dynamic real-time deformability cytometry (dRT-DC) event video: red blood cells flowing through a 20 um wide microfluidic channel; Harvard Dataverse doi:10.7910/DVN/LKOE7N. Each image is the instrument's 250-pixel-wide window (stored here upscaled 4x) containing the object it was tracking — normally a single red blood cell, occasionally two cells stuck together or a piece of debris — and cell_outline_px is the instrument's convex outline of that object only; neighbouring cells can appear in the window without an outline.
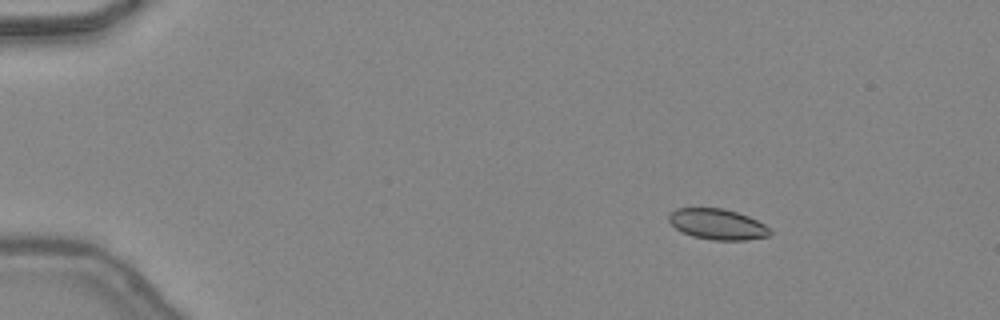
{"species": "common noctule bat (a hibernating species)", "species_latin": "Nyctalus noctula", "temperature_condition": "warm", "stored_images_in_passage": 47, "camera_frame_rate_fps": 3000, "um_per_image_px": 0.085, "animal": {"sex": "female", "body_mass_g": 24.6, "forearm_length_mm": 56.2}, "frame": {"image": 1, "passage_image": 7, "time_ms": 2.0, "image_size_px": [1000, 320], "cell_outline_px": [[772, 232], [768, 236], [748, 240], [712, 240], [692, 236], [676, 228], [668, 220], [668, 216], [676, 208], [724, 208], [748, 216], [764, 224]], "centroid_in_image_um": [60.99, 19.06], "position_along_channel_um": 24.0, "area_um2": 17.98}}
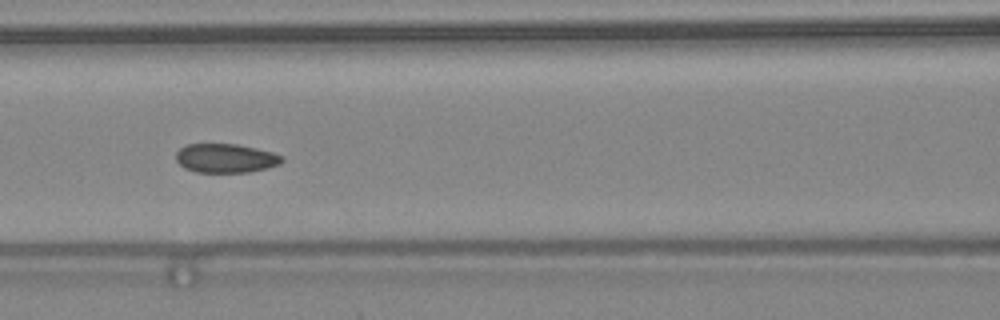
{"frame": {"image": 2, "passage_image": 22, "time_ms": 7.0, "image_size_px": [1000, 320], "cell_outline_px": [[284, 160], [280, 164], [268, 168], [248, 172], [196, 172], [184, 168], [176, 160], [176, 152], [180, 148], [188, 144], [236, 144], [256, 148], [272, 152], [284, 156]], "centroid_in_image_um": [19.2, 13.45], "position_along_channel_um": 147.4, "area_um2": 17.98}}
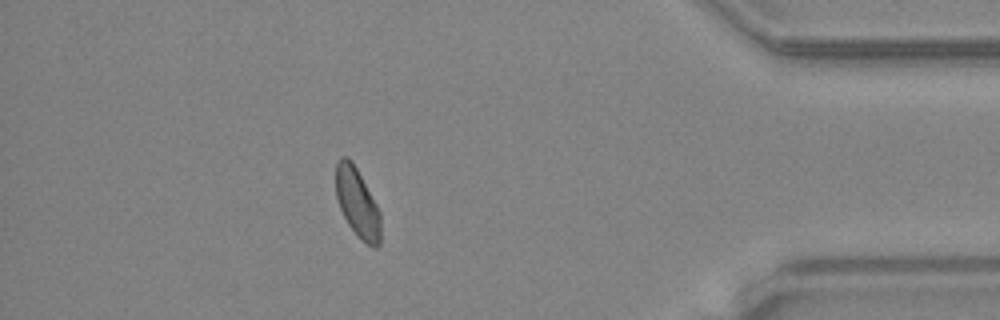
{"frame": {"image": 3, "passage_image": 42, "time_ms": 13.667, "image_size_px": [1000, 320], "cell_outline_px": [[380, 244], [376, 248], [372, 248], [360, 240], [348, 224], [340, 208], [336, 196], [336, 164], [340, 156], [348, 156], [352, 160], [376, 204], [380, 212]], "centroid_in_image_um": [30.37, 17.25], "position_along_channel_um": 404.8, "area_um2": 18.09}, "authors_computed_cell_mechanics": {"area_um2": 18.5538, "velocity_mm_per_s": 4.4478, "shape_relaxation_time_tau1_ms": 3.4028, "shape_relaxation_time_tau2_ms": 2.3594, "deformation_change_tau1": 0.0687, "deformation_change_tau2": 0.0533}}